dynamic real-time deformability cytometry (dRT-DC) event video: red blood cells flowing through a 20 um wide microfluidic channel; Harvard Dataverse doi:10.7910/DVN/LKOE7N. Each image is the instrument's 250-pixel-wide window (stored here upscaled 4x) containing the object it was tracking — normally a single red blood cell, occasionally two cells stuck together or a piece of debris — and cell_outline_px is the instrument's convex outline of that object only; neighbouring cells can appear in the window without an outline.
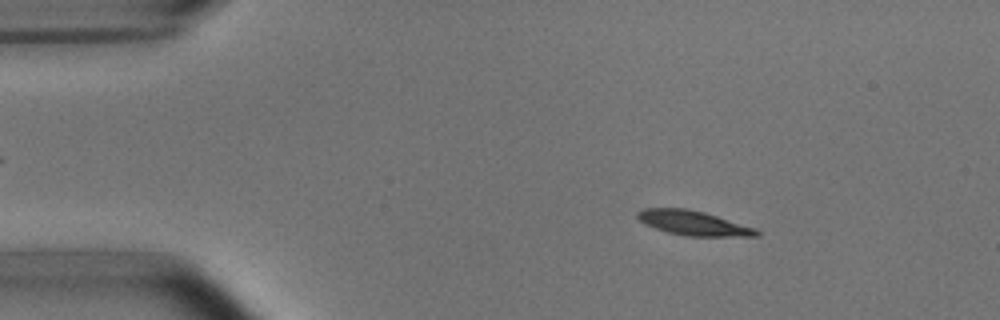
{"species": "common noctule bat (a hibernating species)", "species_latin": "Nyctalus noctula", "temperature_condition": "room temperature", "stored_images_in_passage": 51, "camera_frame_rate_fps": 3000, "um_per_image_px": 0.085, "animal": {"sex": "male", "body_mass_g": 15.6}, "frame": {"image": 1, "passage_image": 7, "time_ms": 2.0, "image_size_px": [1000, 320], "cell_outline_px": [[760, 236], [684, 236], [668, 232], [644, 224], [636, 216], [636, 212], [644, 208], [684, 208], [704, 212], [756, 228], [760, 232]], "centroid_in_image_um": [58.93, 18.96], "position_along_channel_um": 26.1, "area_um2": 16.99}}
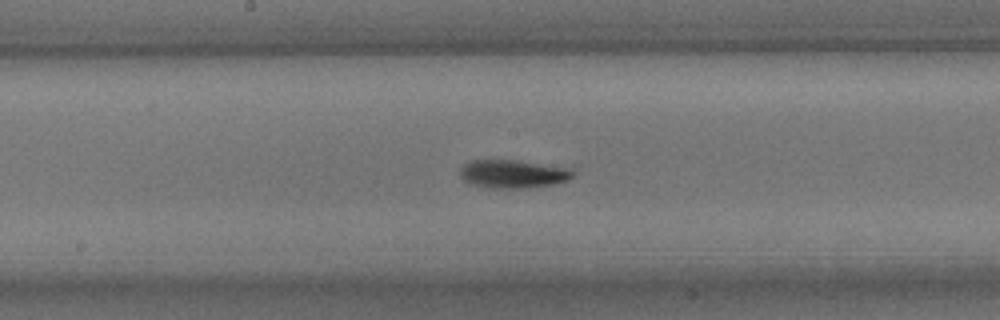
{"frame": {"image": 2, "passage_image": 26, "time_ms": 8.333, "image_size_px": [1000, 320], "cell_outline_px": [[576, 172], [568, 180], [552, 184], [524, 188], [492, 188], [472, 184], [464, 180], [460, 176], [460, 168], [464, 164], [472, 160], [512, 160], [572, 168]], "centroid_in_image_um": [43.61, 14.78], "position_along_channel_um": 204.6, "area_um2": 18.44}}
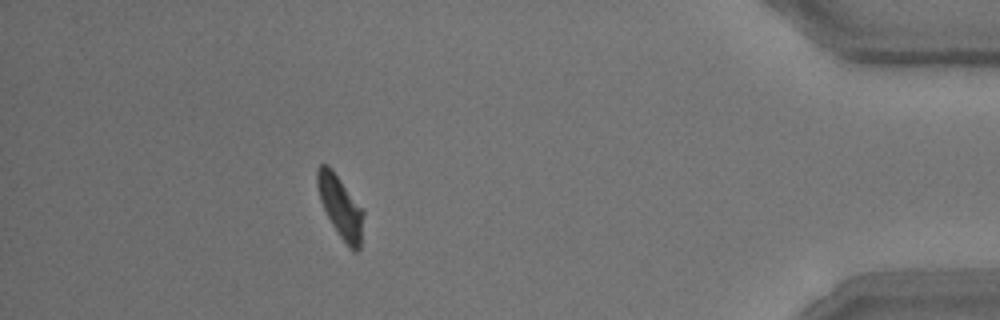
{"frame": {"image": 3, "passage_image": 46, "time_ms": 15.0, "image_size_px": [1000, 320], "cell_outline_px": [[364, 212], [360, 248], [356, 252], [352, 252], [340, 236], [332, 224], [320, 200], [316, 184], [316, 168], [320, 164], [328, 164], [332, 168]], "centroid_in_image_um": [28.92, 17.56], "position_along_channel_um": 406.3, "area_um2": 16.53}, "authors_computed_cell_mechanics": {"area_um2": 17.34, "velocity_mm_per_s": 3.7848, "shape_relaxation_time_tau1_ms": 2.1213, "shape_relaxation_time_tau2_ms": 3.3558, "deformation_change_tau1": 0.1354, "deformation_change_tau2": 0.0629}}